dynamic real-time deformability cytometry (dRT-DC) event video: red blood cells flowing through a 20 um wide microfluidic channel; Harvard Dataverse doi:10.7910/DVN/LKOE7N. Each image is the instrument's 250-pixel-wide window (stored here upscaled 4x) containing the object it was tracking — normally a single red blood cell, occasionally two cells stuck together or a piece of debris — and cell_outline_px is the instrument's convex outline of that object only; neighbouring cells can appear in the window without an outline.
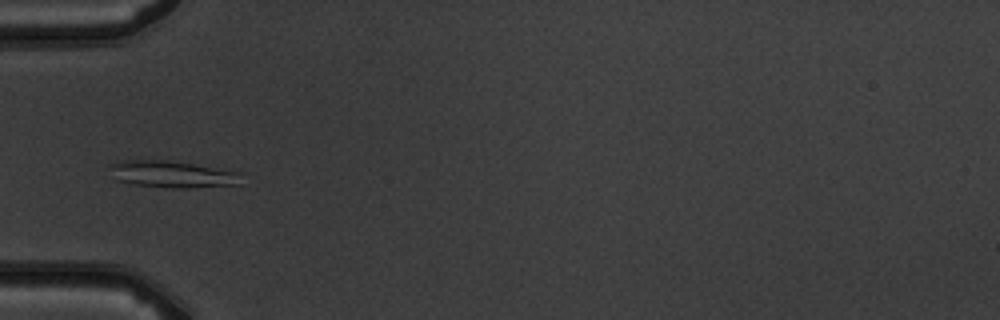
{"species": "common noctule bat (a hibernating species)", "species_latin": "Nyctalus noctula", "temperature_condition": "warm", "stored_images_in_passage": 3, "camera_frame_rate_fps": 3000, "um_per_image_px": 0.085, "animal": {"sex": "male", "body_mass_g": 19.5, "forearm_length_mm": 54.6}, "frame": {"image": 1, "passage_image": 3, "time_ms": 2.333, "image_size_px": [1000, 320], "cell_outline_px": [[240, 184], [188, 188], [168, 188], [136, 184], [120, 180], [108, 164], [116, 160], [168, 160], [232, 168], [240, 172]], "centroid_in_image_um": [14.78, 14.78], "position_along_channel_um": 70.2, "area_um2": 20.87}}